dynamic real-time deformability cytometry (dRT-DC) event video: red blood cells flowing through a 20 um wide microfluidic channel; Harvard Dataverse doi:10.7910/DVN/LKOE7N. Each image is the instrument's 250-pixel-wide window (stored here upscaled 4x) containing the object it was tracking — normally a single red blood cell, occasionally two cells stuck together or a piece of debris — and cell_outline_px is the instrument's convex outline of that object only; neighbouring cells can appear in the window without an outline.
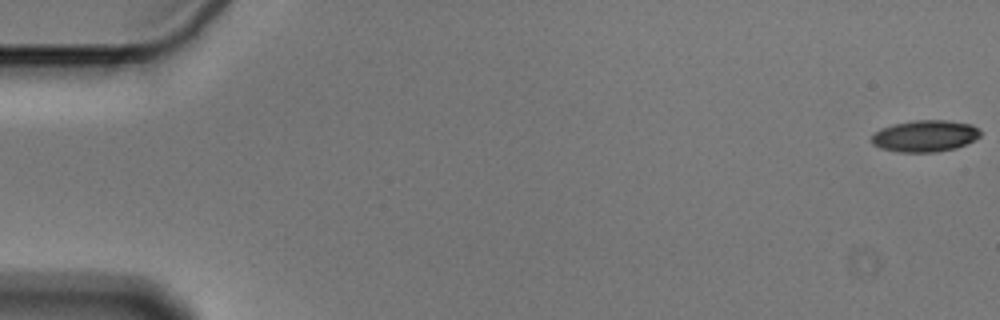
{"species": "Egyptian fruit bat (a non-hibernating species)", "species_latin": "Rousettus aegyptiacus", "temperature_condition": "cold", "stored_images_in_passage": 57, "camera_frame_rate_fps": 3000, "um_per_image_px": 0.085, "animal": {"sex": "male"}, "frame": {"image": 1, "passage_image": 1, "time_ms": 0.0, "image_size_px": [1000, 320], "cell_outline_px": [[980, 136], [976, 140], [956, 148], [936, 152], [896, 152], [880, 148], [872, 144], [872, 136], [880, 128], [912, 120], [948, 120], [972, 124], [980, 128]], "centroid_in_image_um": [78.66, 11.56], "position_along_channel_um": 6.3, "area_um2": 20.23}}
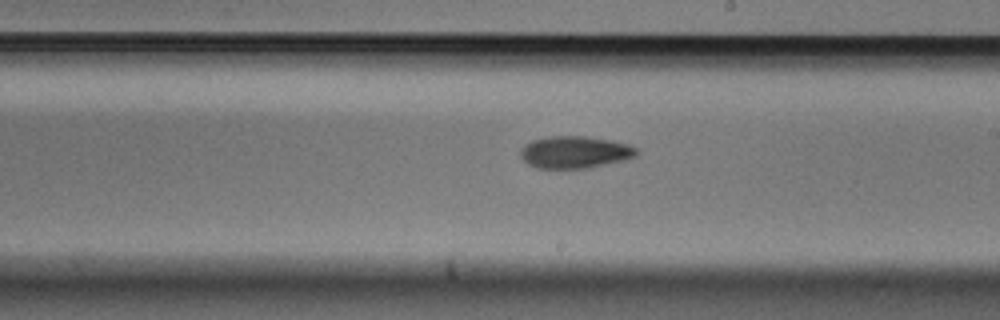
{"frame": {"image": 2, "passage_image": 33, "time_ms": 10.667, "image_size_px": [1000, 320], "cell_outline_px": [[640, 152], [636, 156], [624, 160], [588, 168], [536, 168], [528, 164], [520, 156], [520, 148], [524, 144], [532, 140], [552, 136], [584, 136], [612, 140], [628, 144], [636, 148]], "centroid_in_image_um": [48.86, 12.93], "position_along_channel_um": 240.1, "area_um2": 21.85}}
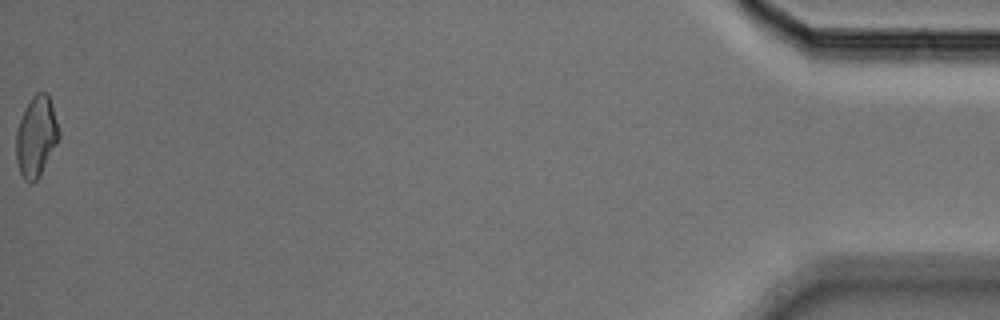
{"frame": {"image": 3, "passage_image": 57, "time_ms": 18.667, "image_size_px": [1000, 320], "cell_outline_px": [[60, 136], [56, 144], [36, 180], [32, 184], [24, 180], [20, 172], [16, 160], [16, 132], [24, 108], [32, 96], [36, 92], [48, 92], [52, 104], [60, 132]], "centroid_in_image_um": [3.07, 11.56], "position_along_channel_um": 432.1, "area_um2": 19.94}, "authors_computed_cell_mechanics": {"area_um2": 20.808, "velocity_mm_per_s": 3.6, "shape_relaxation_time_tau1_ms": 8.334, "shape_relaxation_time_tau2_ms": null, "deformation_change_tau1": 0.1667, "deformation_change_tau2": null}}